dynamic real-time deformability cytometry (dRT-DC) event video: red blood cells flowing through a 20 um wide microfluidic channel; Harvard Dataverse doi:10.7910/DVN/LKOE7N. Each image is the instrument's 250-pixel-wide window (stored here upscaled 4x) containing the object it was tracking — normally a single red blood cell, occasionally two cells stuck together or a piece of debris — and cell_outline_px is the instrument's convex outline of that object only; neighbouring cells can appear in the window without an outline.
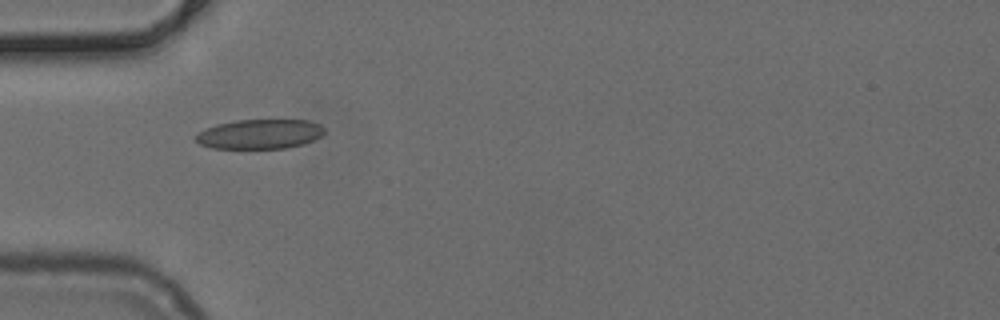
{"species": "common noctule bat (a hibernating species)", "species_latin": "Nyctalus noctula", "temperature_condition": "cold", "stored_images_in_passage": 36, "camera_frame_rate_fps": 3000, "um_per_image_px": 0.085, "animal": {"sex": "female", "body_mass_g": 24.6, "forearm_length_mm": 56.2}, "frame": {"image": 1, "passage_image": 1, "time_ms": 0.0, "image_size_px": [1000, 320], "cell_outline_px": [[324, 132], [320, 136], [304, 144], [288, 148], [212, 148], [200, 144], [192, 136], [204, 128], [216, 124], [236, 120], [308, 120], [320, 124], [324, 128]], "centroid_in_image_um": [22.04, 11.39], "position_along_channel_um": 63.0, "area_um2": 22.31}}
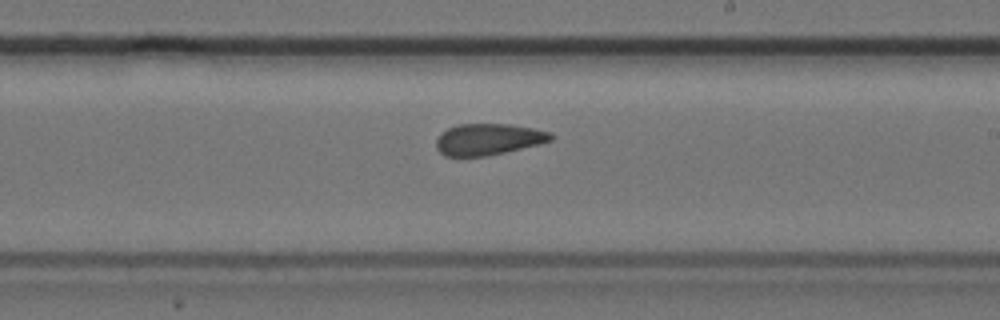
{"frame": {"image": 2, "passage_image": 15, "time_ms": 4.667, "image_size_px": [1000, 320], "cell_outline_px": [[556, 136], [552, 140], [540, 144], [488, 156], [444, 156], [436, 148], [436, 140], [440, 132], [448, 128], [460, 124], [508, 124], [532, 128], [552, 132]], "centroid_in_image_um": [41.52, 11.84], "position_along_channel_um": 247.5, "area_um2": 21.15}}
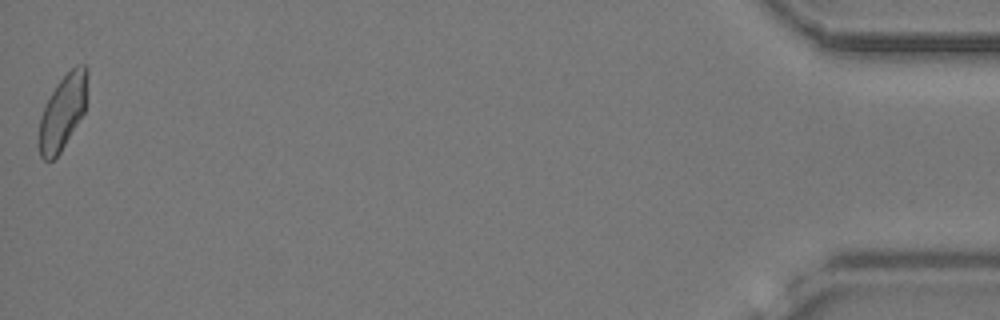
{"frame": {"image": 3, "passage_image": 36, "time_ms": 11.667, "image_size_px": [1000, 320], "cell_outline_px": [[88, 76], [84, 112], [60, 152], [52, 160], [44, 160], [40, 156], [40, 116], [44, 104], [56, 84], [76, 64], [84, 64], [88, 68]], "centroid_in_image_um": [5.34, 9.46], "position_along_channel_um": 429.9, "area_um2": 20.81}}